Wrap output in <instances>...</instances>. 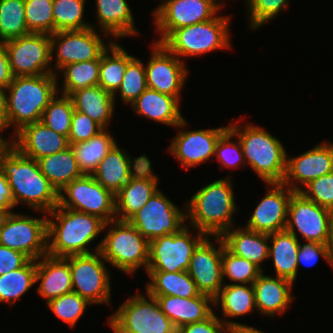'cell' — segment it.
<instances>
[{"mask_svg":"<svg viewBox=\"0 0 333 333\" xmlns=\"http://www.w3.org/2000/svg\"><path fill=\"white\" fill-rule=\"evenodd\" d=\"M0 170L8 179L14 206L50 212L58 205V191L41 172L37 160L21 154L10 144L0 155Z\"/></svg>","mask_w":333,"mask_h":333,"instance_id":"obj_1","label":"cell"},{"mask_svg":"<svg viewBox=\"0 0 333 333\" xmlns=\"http://www.w3.org/2000/svg\"><path fill=\"white\" fill-rule=\"evenodd\" d=\"M47 217V255L52 257L94 253L89 245L106 231L100 217L58 205Z\"/></svg>","mask_w":333,"mask_h":333,"instance_id":"obj_2","label":"cell"},{"mask_svg":"<svg viewBox=\"0 0 333 333\" xmlns=\"http://www.w3.org/2000/svg\"><path fill=\"white\" fill-rule=\"evenodd\" d=\"M232 185L229 176L215 180L200 188L185 203L187 221L194 231L199 230L211 238L222 236L235 227L233 216L238 208Z\"/></svg>","mask_w":333,"mask_h":333,"instance_id":"obj_3","label":"cell"},{"mask_svg":"<svg viewBox=\"0 0 333 333\" xmlns=\"http://www.w3.org/2000/svg\"><path fill=\"white\" fill-rule=\"evenodd\" d=\"M58 79L54 73L13 77L6 88L7 129L14 127L11 136L23 126L41 121L44 109L58 93Z\"/></svg>","mask_w":333,"mask_h":333,"instance_id":"obj_4","label":"cell"},{"mask_svg":"<svg viewBox=\"0 0 333 333\" xmlns=\"http://www.w3.org/2000/svg\"><path fill=\"white\" fill-rule=\"evenodd\" d=\"M245 125V126H244ZM229 129L238 137L245 163L266 183H282L286 175L287 151L282 142L254 124L230 122Z\"/></svg>","mask_w":333,"mask_h":333,"instance_id":"obj_5","label":"cell"},{"mask_svg":"<svg viewBox=\"0 0 333 333\" xmlns=\"http://www.w3.org/2000/svg\"><path fill=\"white\" fill-rule=\"evenodd\" d=\"M106 228L108 232L93 250L100 251L107 263L127 275L141 267L147 271L149 241L129 221L115 219L105 223Z\"/></svg>","mask_w":333,"mask_h":333,"instance_id":"obj_6","label":"cell"},{"mask_svg":"<svg viewBox=\"0 0 333 333\" xmlns=\"http://www.w3.org/2000/svg\"><path fill=\"white\" fill-rule=\"evenodd\" d=\"M230 18L217 15L208 21L176 29L162 44L182 61L186 57L230 49Z\"/></svg>","mask_w":333,"mask_h":333,"instance_id":"obj_7","label":"cell"},{"mask_svg":"<svg viewBox=\"0 0 333 333\" xmlns=\"http://www.w3.org/2000/svg\"><path fill=\"white\" fill-rule=\"evenodd\" d=\"M129 297L108 318L114 333H177L155 297L146 293Z\"/></svg>","mask_w":333,"mask_h":333,"instance_id":"obj_8","label":"cell"},{"mask_svg":"<svg viewBox=\"0 0 333 333\" xmlns=\"http://www.w3.org/2000/svg\"><path fill=\"white\" fill-rule=\"evenodd\" d=\"M71 269L72 292L91 304L111 306L110 272L100 251L64 257Z\"/></svg>","mask_w":333,"mask_h":333,"instance_id":"obj_9","label":"cell"},{"mask_svg":"<svg viewBox=\"0 0 333 333\" xmlns=\"http://www.w3.org/2000/svg\"><path fill=\"white\" fill-rule=\"evenodd\" d=\"M58 206L100 217L106 223L116 219L115 195L93 175H82L58 192Z\"/></svg>","mask_w":333,"mask_h":333,"instance_id":"obj_10","label":"cell"},{"mask_svg":"<svg viewBox=\"0 0 333 333\" xmlns=\"http://www.w3.org/2000/svg\"><path fill=\"white\" fill-rule=\"evenodd\" d=\"M186 225L179 232L158 237L149 242L147 271L178 272L187 271L190 259L197 246L207 237L197 230L190 231Z\"/></svg>","mask_w":333,"mask_h":333,"instance_id":"obj_11","label":"cell"},{"mask_svg":"<svg viewBox=\"0 0 333 333\" xmlns=\"http://www.w3.org/2000/svg\"><path fill=\"white\" fill-rule=\"evenodd\" d=\"M153 10L155 31L162 43L174 30L215 18L223 7L217 0H162Z\"/></svg>","mask_w":333,"mask_h":333,"instance_id":"obj_12","label":"cell"},{"mask_svg":"<svg viewBox=\"0 0 333 333\" xmlns=\"http://www.w3.org/2000/svg\"><path fill=\"white\" fill-rule=\"evenodd\" d=\"M149 242L175 234L187 225L186 206L181 210L161 190L128 220Z\"/></svg>","mask_w":333,"mask_h":333,"instance_id":"obj_13","label":"cell"},{"mask_svg":"<svg viewBox=\"0 0 333 333\" xmlns=\"http://www.w3.org/2000/svg\"><path fill=\"white\" fill-rule=\"evenodd\" d=\"M50 37L51 61L55 60V66L52 69L55 75H57V71L59 72L68 64L100 60L101 55L114 42L112 40L105 44L96 27L84 30L58 31L51 34ZM53 54H56L54 60Z\"/></svg>","mask_w":333,"mask_h":333,"instance_id":"obj_14","label":"cell"},{"mask_svg":"<svg viewBox=\"0 0 333 333\" xmlns=\"http://www.w3.org/2000/svg\"><path fill=\"white\" fill-rule=\"evenodd\" d=\"M3 43L13 77L53 73L49 34L31 32Z\"/></svg>","mask_w":333,"mask_h":333,"instance_id":"obj_15","label":"cell"},{"mask_svg":"<svg viewBox=\"0 0 333 333\" xmlns=\"http://www.w3.org/2000/svg\"><path fill=\"white\" fill-rule=\"evenodd\" d=\"M332 221L333 211L306 199L299 192L291 196L285 229L298 239L300 233L305 242L330 244Z\"/></svg>","mask_w":333,"mask_h":333,"instance_id":"obj_16","label":"cell"},{"mask_svg":"<svg viewBox=\"0 0 333 333\" xmlns=\"http://www.w3.org/2000/svg\"><path fill=\"white\" fill-rule=\"evenodd\" d=\"M34 218L21 213H12L0 229V245L18 250L31 260L47 255V213Z\"/></svg>","mask_w":333,"mask_h":333,"instance_id":"obj_17","label":"cell"},{"mask_svg":"<svg viewBox=\"0 0 333 333\" xmlns=\"http://www.w3.org/2000/svg\"><path fill=\"white\" fill-rule=\"evenodd\" d=\"M149 61L145 65L147 88L176 97L180 101L187 80L185 61L171 53L162 43L152 42Z\"/></svg>","mask_w":333,"mask_h":333,"instance_id":"obj_18","label":"cell"},{"mask_svg":"<svg viewBox=\"0 0 333 333\" xmlns=\"http://www.w3.org/2000/svg\"><path fill=\"white\" fill-rule=\"evenodd\" d=\"M185 118L176 126L180 131L172 138L169 148L183 168L187 170L200 166L213 158L220 136L229 128L228 125L213 129L184 130L188 125Z\"/></svg>","mask_w":333,"mask_h":333,"instance_id":"obj_19","label":"cell"},{"mask_svg":"<svg viewBox=\"0 0 333 333\" xmlns=\"http://www.w3.org/2000/svg\"><path fill=\"white\" fill-rule=\"evenodd\" d=\"M215 242H211L207 236L195 249L187 270L201 294L211 296L213 299L223 287L222 277V251L223 239L221 236H213Z\"/></svg>","mask_w":333,"mask_h":333,"instance_id":"obj_20","label":"cell"},{"mask_svg":"<svg viewBox=\"0 0 333 333\" xmlns=\"http://www.w3.org/2000/svg\"><path fill=\"white\" fill-rule=\"evenodd\" d=\"M267 193L255 207L245 228L264 234L285 230L288 207L295 193L282 183H266Z\"/></svg>","mask_w":333,"mask_h":333,"instance_id":"obj_21","label":"cell"},{"mask_svg":"<svg viewBox=\"0 0 333 333\" xmlns=\"http://www.w3.org/2000/svg\"><path fill=\"white\" fill-rule=\"evenodd\" d=\"M333 172V142L314 145L311 150L287 157L286 175L283 183L294 192L320 176ZM299 183V184H298Z\"/></svg>","mask_w":333,"mask_h":333,"instance_id":"obj_22","label":"cell"},{"mask_svg":"<svg viewBox=\"0 0 333 333\" xmlns=\"http://www.w3.org/2000/svg\"><path fill=\"white\" fill-rule=\"evenodd\" d=\"M153 172L148 158L115 195L116 220L128 221L159 190V178Z\"/></svg>","mask_w":333,"mask_h":333,"instance_id":"obj_23","label":"cell"},{"mask_svg":"<svg viewBox=\"0 0 333 333\" xmlns=\"http://www.w3.org/2000/svg\"><path fill=\"white\" fill-rule=\"evenodd\" d=\"M11 139V144L23 155L38 160L67 149V136L56 133L43 122L23 126Z\"/></svg>","mask_w":333,"mask_h":333,"instance_id":"obj_24","label":"cell"},{"mask_svg":"<svg viewBox=\"0 0 333 333\" xmlns=\"http://www.w3.org/2000/svg\"><path fill=\"white\" fill-rule=\"evenodd\" d=\"M119 148L116 143L108 154L101 160L97 170L92 174L97 182L105 189L116 195L129 181L130 177L142 166L149 157L142 154L133 158Z\"/></svg>","mask_w":333,"mask_h":333,"instance_id":"obj_25","label":"cell"},{"mask_svg":"<svg viewBox=\"0 0 333 333\" xmlns=\"http://www.w3.org/2000/svg\"><path fill=\"white\" fill-rule=\"evenodd\" d=\"M252 285L256 311L269 317L286 313L295 299L291 294L294 283L284 278L262 272Z\"/></svg>","mask_w":333,"mask_h":333,"instance_id":"obj_26","label":"cell"},{"mask_svg":"<svg viewBox=\"0 0 333 333\" xmlns=\"http://www.w3.org/2000/svg\"><path fill=\"white\" fill-rule=\"evenodd\" d=\"M37 293L46 300L72 292L69 262L64 257L43 256L36 260Z\"/></svg>","mask_w":333,"mask_h":333,"instance_id":"obj_27","label":"cell"},{"mask_svg":"<svg viewBox=\"0 0 333 333\" xmlns=\"http://www.w3.org/2000/svg\"><path fill=\"white\" fill-rule=\"evenodd\" d=\"M152 297L157 299L162 312L177 330L184 325L204 321L214 313V299L205 294L191 298L170 295Z\"/></svg>","mask_w":333,"mask_h":333,"instance_id":"obj_28","label":"cell"},{"mask_svg":"<svg viewBox=\"0 0 333 333\" xmlns=\"http://www.w3.org/2000/svg\"><path fill=\"white\" fill-rule=\"evenodd\" d=\"M95 3L96 25L105 37L120 40L139 34L127 0H95Z\"/></svg>","mask_w":333,"mask_h":333,"instance_id":"obj_29","label":"cell"},{"mask_svg":"<svg viewBox=\"0 0 333 333\" xmlns=\"http://www.w3.org/2000/svg\"><path fill=\"white\" fill-rule=\"evenodd\" d=\"M180 105L181 102L176 97L147 88L130 107L141 117L176 127L184 119Z\"/></svg>","mask_w":333,"mask_h":333,"instance_id":"obj_30","label":"cell"},{"mask_svg":"<svg viewBox=\"0 0 333 333\" xmlns=\"http://www.w3.org/2000/svg\"><path fill=\"white\" fill-rule=\"evenodd\" d=\"M225 247L234 255L247 259L262 272L264 261L268 260L269 234L259 233L247 228H231L222 236Z\"/></svg>","mask_w":333,"mask_h":333,"instance_id":"obj_31","label":"cell"},{"mask_svg":"<svg viewBox=\"0 0 333 333\" xmlns=\"http://www.w3.org/2000/svg\"><path fill=\"white\" fill-rule=\"evenodd\" d=\"M249 285V286H248ZM221 307L220 318L230 329L240 326L241 322L227 318L242 317L256 310L255 294L252 284L224 283L219 294L214 298V308Z\"/></svg>","mask_w":333,"mask_h":333,"instance_id":"obj_32","label":"cell"},{"mask_svg":"<svg viewBox=\"0 0 333 333\" xmlns=\"http://www.w3.org/2000/svg\"><path fill=\"white\" fill-rule=\"evenodd\" d=\"M271 242V243H270ZM300 239L289 231L269 234L268 259L273 262L275 276L295 282L298 274L297 252Z\"/></svg>","mask_w":333,"mask_h":333,"instance_id":"obj_33","label":"cell"},{"mask_svg":"<svg viewBox=\"0 0 333 333\" xmlns=\"http://www.w3.org/2000/svg\"><path fill=\"white\" fill-rule=\"evenodd\" d=\"M74 110L88 115L103 128L112 121L115 111L113 94L104 90L100 85L87 87L71 93Z\"/></svg>","mask_w":333,"mask_h":333,"instance_id":"obj_34","label":"cell"},{"mask_svg":"<svg viewBox=\"0 0 333 333\" xmlns=\"http://www.w3.org/2000/svg\"><path fill=\"white\" fill-rule=\"evenodd\" d=\"M150 281L145 286L150 296L196 297L200 294L187 271H146Z\"/></svg>","mask_w":333,"mask_h":333,"instance_id":"obj_35","label":"cell"},{"mask_svg":"<svg viewBox=\"0 0 333 333\" xmlns=\"http://www.w3.org/2000/svg\"><path fill=\"white\" fill-rule=\"evenodd\" d=\"M117 143L114 136L107 128L89 140L70 144L80 171L86 175H92L98 168L101 160Z\"/></svg>","mask_w":333,"mask_h":333,"instance_id":"obj_36","label":"cell"},{"mask_svg":"<svg viewBox=\"0 0 333 333\" xmlns=\"http://www.w3.org/2000/svg\"><path fill=\"white\" fill-rule=\"evenodd\" d=\"M41 172L59 192L65 185L84 175L78 166L71 146L37 160Z\"/></svg>","mask_w":333,"mask_h":333,"instance_id":"obj_37","label":"cell"},{"mask_svg":"<svg viewBox=\"0 0 333 333\" xmlns=\"http://www.w3.org/2000/svg\"><path fill=\"white\" fill-rule=\"evenodd\" d=\"M110 53V54H109ZM134 57L114 41L100 57L99 84L114 94L120 87L128 62Z\"/></svg>","mask_w":333,"mask_h":333,"instance_id":"obj_38","label":"cell"},{"mask_svg":"<svg viewBox=\"0 0 333 333\" xmlns=\"http://www.w3.org/2000/svg\"><path fill=\"white\" fill-rule=\"evenodd\" d=\"M36 284V260L0 275V303L12 306Z\"/></svg>","mask_w":333,"mask_h":333,"instance_id":"obj_39","label":"cell"},{"mask_svg":"<svg viewBox=\"0 0 333 333\" xmlns=\"http://www.w3.org/2000/svg\"><path fill=\"white\" fill-rule=\"evenodd\" d=\"M100 60L82 61L64 66L58 73L63 75L58 93L69 96L77 90L99 84Z\"/></svg>","mask_w":333,"mask_h":333,"instance_id":"obj_40","label":"cell"},{"mask_svg":"<svg viewBox=\"0 0 333 333\" xmlns=\"http://www.w3.org/2000/svg\"><path fill=\"white\" fill-rule=\"evenodd\" d=\"M29 33L25 19V0H0V42Z\"/></svg>","mask_w":333,"mask_h":333,"instance_id":"obj_41","label":"cell"},{"mask_svg":"<svg viewBox=\"0 0 333 333\" xmlns=\"http://www.w3.org/2000/svg\"><path fill=\"white\" fill-rule=\"evenodd\" d=\"M85 3L86 0H53L54 32L94 28L84 20Z\"/></svg>","mask_w":333,"mask_h":333,"instance_id":"obj_42","label":"cell"},{"mask_svg":"<svg viewBox=\"0 0 333 333\" xmlns=\"http://www.w3.org/2000/svg\"><path fill=\"white\" fill-rule=\"evenodd\" d=\"M147 89L145 65L135 56L128 62L120 87L113 94L115 103L117 92L122 103L130 105Z\"/></svg>","mask_w":333,"mask_h":333,"instance_id":"obj_43","label":"cell"},{"mask_svg":"<svg viewBox=\"0 0 333 333\" xmlns=\"http://www.w3.org/2000/svg\"><path fill=\"white\" fill-rule=\"evenodd\" d=\"M73 113L74 107L71 98L57 93L44 109L41 122L56 133L68 137Z\"/></svg>","mask_w":333,"mask_h":333,"instance_id":"obj_44","label":"cell"},{"mask_svg":"<svg viewBox=\"0 0 333 333\" xmlns=\"http://www.w3.org/2000/svg\"><path fill=\"white\" fill-rule=\"evenodd\" d=\"M262 271L247 259L238 257L230 252L223 241L222 277L232 284H253Z\"/></svg>","mask_w":333,"mask_h":333,"instance_id":"obj_45","label":"cell"},{"mask_svg":"<svg viewBox=\"0 0 333 333\" xmlns=\"http://www.w3.org/2000/svg\"><path fill=\"white\" fill-rule=\"evenodd\" d=\"M46 305L56 317L69 325L70 328H75L87 307L92 304L77 293L70 292L50 300Z\"/></svg>","mask_w":333,"mask_h":333,"instance_id":"obj_46","label":"cell"},{"mask_svg":"<svg viewBox=\"0 0 333 333\" xmlns=\"http://www.w3.org/2000/svg\"><path fill=\"white\" fill-rule=\"evenodd\" d=\"M25 19L30 32L53 34V0H25Z\"/></svg>","mask_w":333,"mask_h":333,"instance_id":"obj_47","label":"cell"},{"mask_svg":"<svg viewBox=\"0 0 333 333\" xmlns=\"http://www.w3.org/2000/svg\"><path fill=\"white\" fill-rule=\"evenodd\" d=\"M249 27L252 30L265 25L281 13L288 9L289 0H246Z\"/></svg>","mask_w":333,"mask_h":333,"instance_id":"obj_48","label":"cell"},{"mask_svg":"<svg viewBox=\"0 0 333 333\" xmlns=\"http://www.w3.org/2000/svg\"><path fill=\"white\" fill-rule=\"evenodd\" d=\"M214 156L217 157L223 170L225 168L237 169L246 166L244 165L245 160L241 143L229 128L220 136L215 147Z\"/></svg>","mask_w":333,"mask_h":333,"instance_id":"obj_49","label":"cell"},{"mask_svg":"<svg viewBox=\"0 0 333 333\" xmlns=\"http://www.w3.org/2000/svg\"><path fill=\"white\" fill-rule=\"evenodd\" d=\"M299 193L319 206L333 211V172L310 181Z\"/></svg>","mask_w":333,"mask_h":333,"instance_id":"obj_50","label":"cell"},{"mask_svg":"<svg viewBox=\"0 0 333 333\" xmlns=\"http://www.w3.org/2000/svg\"><path fill=\"white\" fill-rule=\"evenodd\" d=\"M103 129L104 128L100 124L88 115L74 110L68 135L69 144L89 140Z\"/></svg>","mask_w":333,"mask_h":333,"instance_id":"obj_51","label":"cell"},{"mask_svg":"<svg viewBox=\"0 0 333 333\" xmlns=\"http://www.w3.org/2000/svg\"><path fill=\"white\" fill-rule=\"evenodd\" d=\"M307 243L301 244L297 252V265L306 267H313L322 257L326 262L332 266L333 261L331 258L330 244L317 243L315 241H306Z\"/></svg>","mask_w":333,"mask_h":333,"instance_id":"obj_52","label":"cell"},{"mask_svg":"<svg viewBox=\"0 0 333 333\" xmlns=\"http://www.w3.org/2000/svg\"><path fill=\"white\" fill-rule=\"evenodd\" d=\"M230 328L213 313L201 322H194L180 327L177 333H228Z\"/></svg>","mask_w":333,"mask_h":333,"instance_id":"obj_53","label":"cell"},{"mask_svg":"<svg viewBox=\"0 0 333 333\" xmlns=\"http://www.w3.org/2000/svg\"><path fill=\"white\" fill-rule=\"evenodd\" d=\"M29 260L24 253L0 245V275L23 267Z\"/></svg>","mask_w":333,"mask_h":333,"instance_id":"obj_54","label":"cell"},{"mask_svg":"<svg viewBox=\"0 0 333 333\" xmlns=\"http://www.w3.org/2000/svg\"><path fill=\"white\" fill-rule=\"evenodd\" d=\"M13 80L6 46L0 42V89L6 90Z\"/></svg>","mask_w":333,"mask_h":333,"instance_id":"obj_55","label":"cell"},{"mask_svg":"<svg viewBox=\"0 0 333 333\" xmlns=\"http://www.w3.org/2000/svg\"><path fill=\"white\" fill-rule=\"evenodd\" d=\"M14 207V199L8 179L0 170V208L13 209Z\"/></svg>","mask_w":333,"mask_h":333,"instance_id":"obj_56","label":"cell"},{"mask_svg":"<svg viewBox=\"0 0 333 333\" xmlns=\"http://www.w3.org/2000/svg\"><path fill=\"white\" fill-rule=\"evenodd\" d=\"M7 112H6V90L0 89V131L5 132L7 129ZM4 130V131H3Z\"/></svg>","mask_w":333,"mask_h":333,"instance_id":"obj_57","label":"cell"},{"mask_svg":"<svg viewBox=\"0 0 333 333\" xmlns=\"http://www.w3.org/2000/svg\"><path fill=\"white\" fill-rule=\"evenodd\" d=\"M235 330L238 333H265L257 328L247 326L246 324H241L240 326L236 327Z\"/></svg>","mask_w":333,"mask_h":333,"instance_id":"obj_58","label":"cell"},{"mask_svg":"<svg viewBox=\"0 0 333 333\" xmlns=\"http://www.w3.org/2000/svg\"><path fill=\"white\" fill-rule=\"evenodd\" d=\"M12 213V209L0 208V229L4 226Z\"/></svg>","mask_w":333,"mask_h":333,"instance_id":"obj_59","label":"cell"},{"mask_svg":"<svg viewBox=\"0 0 333 333\" xmlns=\"http://www.w3.org/2000/svg\"><path fill=\"white\" fill-rule=\"evenodd\" d=\"M2 132L0 131V134ZM11 139H6V138H3L2 136H0V155L1 153L11 144Z\"/></svg>","mask_w":333,"mask_h":333,"instance_id":"obj_60","label":"cell"},{"mask_svg":"<svg viewBox=\"0 0 333 333\" xmlns=\"http://www.w3.org/2000/svg\"><path fill=\"white\" fill-rule=\"evenodd\" d=\"M330 252H331V258L333 261V221H332V232H331V241H330Z\"/></svg>","mask_w":333,"mask_h":333,"instance_id":"obj_61","label":"cell"},{"mask_svg":"<svg viewBox=\"0 0 333 333\" xmlns=\"http://www.w3.org/2000/svg\"><path fill=\"white\" fill-rule=\"evenodd\" d=\"M228 333H238L235 329H230Z\"/></svg>","mask_w":333,"mask_h":333,"instance_id":"obj_62","label":"cell"},{"mask_svg":"<svg viewBox=\"0 0 333 333\" xmlns=\"http://www.w3.org/2000/svg\"><path fill=\"white\" fill-rule=\"evenodd\" d=\"M221 5L224 4V2H222V0H217Z\"/></svg>","mask_w":333,"mask_h":333,"instance_id":"obj_63","label":"cell"}]
</instances>
